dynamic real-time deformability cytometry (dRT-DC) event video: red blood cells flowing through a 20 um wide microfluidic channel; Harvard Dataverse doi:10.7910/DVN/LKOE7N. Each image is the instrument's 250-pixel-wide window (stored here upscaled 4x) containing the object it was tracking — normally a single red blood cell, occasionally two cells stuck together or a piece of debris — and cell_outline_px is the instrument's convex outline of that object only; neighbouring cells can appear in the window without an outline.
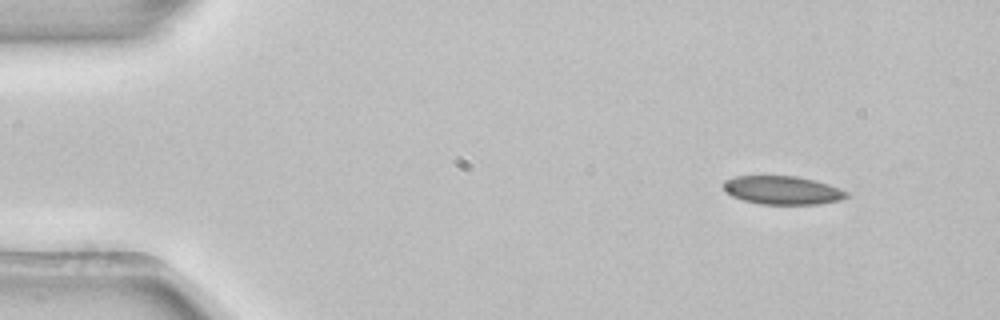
{"species": "common noctule bat (a hibernating species)", "species_latin": "Nyctalus noctula", "temperature_condition": "room temperature", "stored_images_in_passage": 4, "camera_frame_rate_fps": 3000, "um_per_image_px": 0.085, "animal": {"sex": "female", "body_mass_g": 22.7, "forearm_length_mm": 54.2}, "frame": {"image": 1, "passage_image": 1, "time_ms": 0.0, "image_size_px": [1000, 320], "cell_outline_px": [[848, 196], [840, 200], [820, 204], [760, 204], [744, 200], [732, 196], [724, 192], [724, 180], [736, 176], [796, 176], [816, 180], [828, 184], [848, 192]], "centroid_in_image_um": [66.5, 16.17], "position_along_channel_um": 18.5, "area_um2": 20.4}}
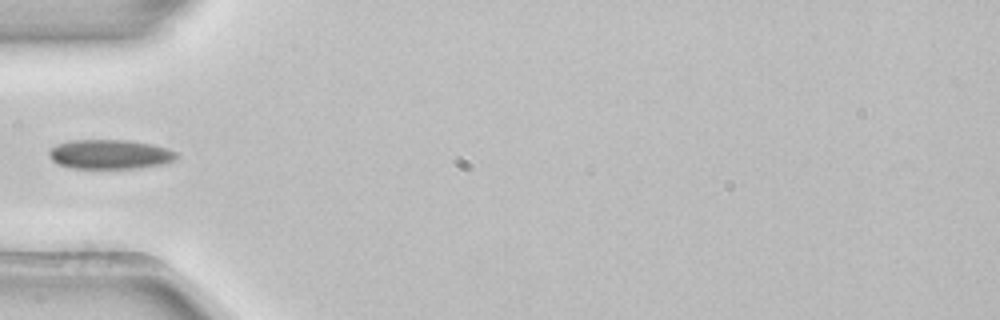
{"frame": {"image": 2, "passage_image": 4, "time_ms": 1.0, "image_size_px": [1000, 320], "cell_outline_px": [[180, 156], [176, 160], [160, 164], [140, 168], [72, 168], [56, 164], [48, 156], [48, 152], [56, 144], [72, 140], [124, 140], [152, 144], [168, 148], [176, 152]], "centroid_in_image_um": [9.34, 13.12], "position_along_channel_um": 75.7, "area_um2": 21.96}}